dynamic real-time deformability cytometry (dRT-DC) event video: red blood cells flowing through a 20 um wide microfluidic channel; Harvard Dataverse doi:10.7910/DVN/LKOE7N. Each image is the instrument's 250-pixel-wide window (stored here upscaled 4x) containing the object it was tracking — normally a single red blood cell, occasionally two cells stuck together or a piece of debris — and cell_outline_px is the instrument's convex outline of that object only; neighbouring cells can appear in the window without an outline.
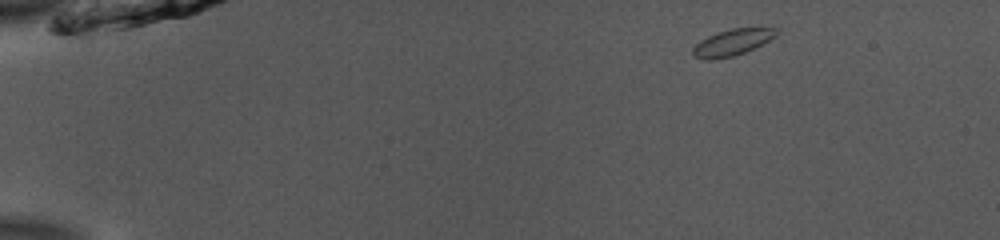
{"species": "common noctule bat (a hibernating species)", "species_latin": "Nyctalus noctula", "temperature_condition": "room temperature", "stored_images_in_passage": 46, "camera_frame_rate_fps": 3000, "um_per_image_px": 0.085, "animal": {"sex": "male", "body_mass_g": 13.0, "forearm_length_mm": 53.1}, "frame": {"image": 1, "passage_image": 1, "time_ms": 0.0, "image_size_px": [1000, 240], "cell_outline_px": [[780, 32], [776, 36], [744, 52], [732, 56], [712, 60], [708, 60], [692, 56], [692, 48], [700, 40], [716, 32], [732, 28], [776, 28]], "centroid_in_image_um": [62.2, 3.6], "position_along_channel_um": 22.8, "area_um2": 12.72}}
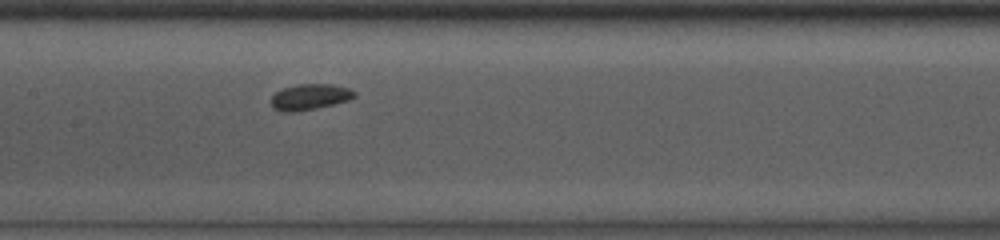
{"frame": {"image": 2, "passage_image": 21, "time_ms": 6.667, "image_size_px": [1000, 240], "cell_outline_px": [[356, 96], [348, 100], [316, 108], [296, 112], [280, 112], [272, 108], [272, 96], [276, 92], [284, 88], [296, 84], [332, 84], [348, 88], [356, 92]], "centroid_in_image_um": [26.32, 8.24], "position_along_channel_um": 181.1, "area_um2": 12.54}}
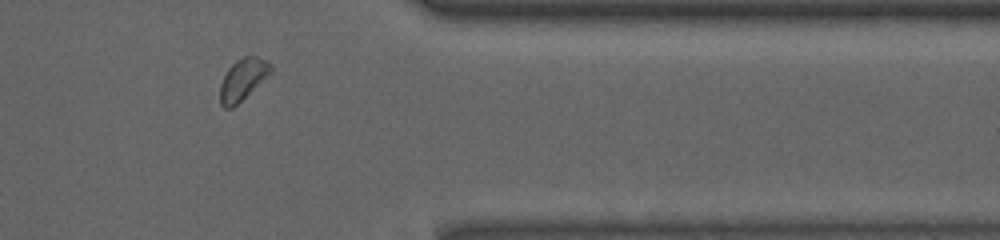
{"frame": {"image": 3, "passage_image": 38, "time_ms": 12.333, "image_size_px": [1000, 240], "cell_outline_px": [[272, 72], [232, 108], [224, 108], [220, 104], [220, 84], [228, 68], [236, 60], [244, 56], [256, 56], [268, 60], [272, 64]], "centroid_in_image_um": [20.64, 6.72], "position_along_channel_um": 390.8, "area_um2": 12.2}, "authors_computed_cell_mechanics": {"area_um2": 12.3403, "velocity_mm_per_s": 3.857, "shape_relaxation_time_tau1_ms": 1.9269, "shape_relaxation_time_tau2_ms": 1.1228, "deformation_change_tau1": 0.0406, "deformation_change_tau2": 0.0429}}